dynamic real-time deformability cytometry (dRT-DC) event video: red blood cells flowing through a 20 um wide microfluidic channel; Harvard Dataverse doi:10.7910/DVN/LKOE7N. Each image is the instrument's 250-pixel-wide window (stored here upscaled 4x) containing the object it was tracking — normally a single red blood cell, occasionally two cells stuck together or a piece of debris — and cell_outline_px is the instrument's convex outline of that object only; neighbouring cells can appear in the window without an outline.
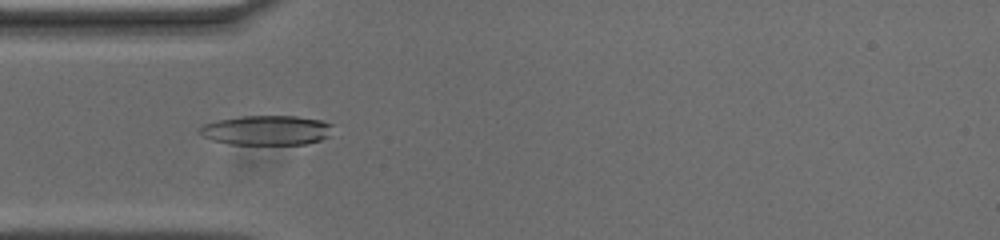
{"species": "common noctule bat (a hibernating species)", "species_latin": "Nyctalus noctula", "temperature_condition": "cold", "stored_images_in_passage": 54, "camera_frame_rate_fps": 3000, "um_per_image_px": 0.085, "animal": {"sex": "male", "body_mass_g": 20.0, "forearm_length_mm": 53.3}, "frame": {"image": 1, "passage_image": 15, "time_ms": 4.667, "image_size_px": [1000, 240], "cell_outline_px": [[332, 124], [328, 136], [320, 140], [304, 144], [228, 144], [212, 140], [196, 132], [204, 124], [216, 120], [240, 116], [296, 116], [320, 120]], "centroid_in_image_um": [22.61, 11.07], "position_along_channel_um": 62.4, "area_um2": 22.95}}
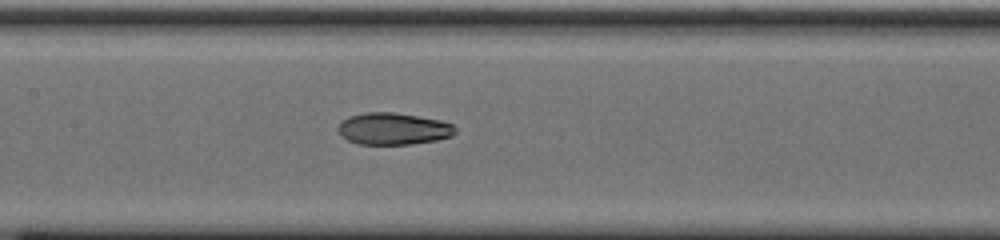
{"frame": {"image": 2, "passage_image": 24, "time_ms": 7.667, "image_size_px": [1000, 240], "cell_outline_px": [[456, 132], [452, 136], [436, 140], [412, 144], [356, 144], [348, 140], [336, 128], [340, 120], [348, 116], [364, 112], [392, 112], [440, 120], [452, 124], [456, 128]], "centroid_in_image_um": [33.4, 10.94], "position_along_channel_um": 174.0, "area_um2": 21.85}}
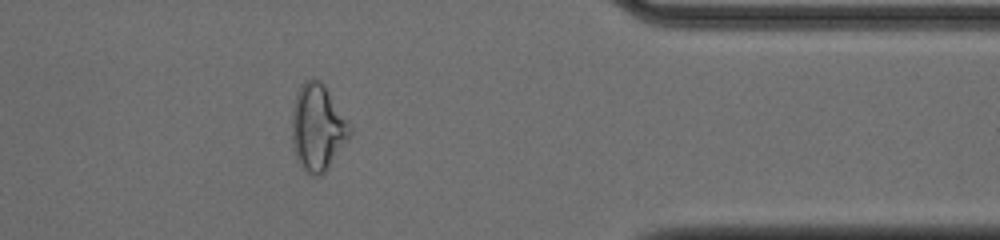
{"frame": {"image": 3, "passage_image": 43, "time_ms": 14.0, "image_size_px": [1000, 240], "cell_outline_px": [[352, 132], [348, 140], [328, 168], [320, 176], [312, 176], [304, 172], [292, 148], [292, 112], [296, 92], [304, 80], [312, 76], [320, 80], [324, 84], [352, 128]], "centroid_in_image_um": [26.98, 10.83], "position_along_channel_um": 384.4, "area_um2": 29.48}, "authors_computed_cell_mechanics": {"area_um2": 23.4668, "velocity_mm_per_s": 3.6969, "shape_relaxation_time_tau1_ms": null, "shape_relaxation_time_tau2_ms": 2.9563, "deformation_change_tau1": null, "deformation_change_tau2": 0.0743}}